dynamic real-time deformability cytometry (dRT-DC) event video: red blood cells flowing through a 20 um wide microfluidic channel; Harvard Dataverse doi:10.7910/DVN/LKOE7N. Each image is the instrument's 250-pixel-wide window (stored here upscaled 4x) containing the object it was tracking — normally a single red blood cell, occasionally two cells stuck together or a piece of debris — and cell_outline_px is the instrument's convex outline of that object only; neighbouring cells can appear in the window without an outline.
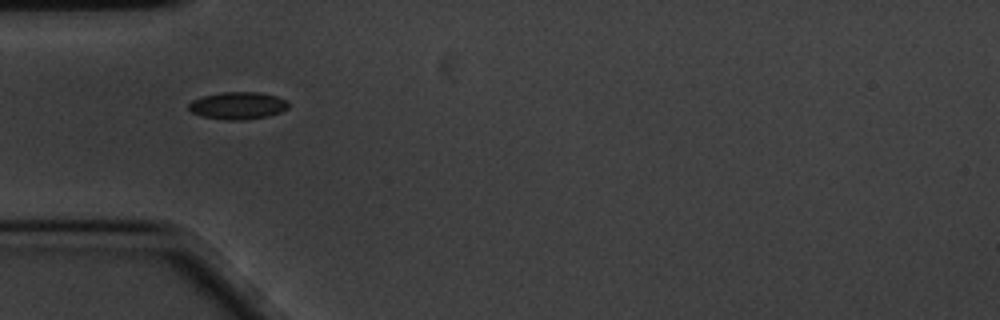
{"species": "common noctule bat (a hibernating species)", "species_latin": "Nyctalus noctula", "temperature_condition": "cold", "stored_images_in_passage": 38, "camera_frame_rate_fps": 3000, "um_per_image_px": 0.085, "animal": {"sex": "male", "body_mass_g": 20.1, "forearm_length_mm": 53.5}, "frame": {"image": 1, "passage_image": 1, "time_ms": 0.0, "image_size_px": [1000, 320], "cell_outline_px": [[288, 108], [280, 112], [268, 116], [244, 120], [224, 120], [204, 116], [192, 112], [188, 108], [188, 104], [192, 100], [204, 96], [224, 92], [260, 92], [276, 96], [288, 100]], "centroid_in_image_um": [20.24, 8.97], "position_along_channel_um": 64.8, "area_um2": 15.84}}
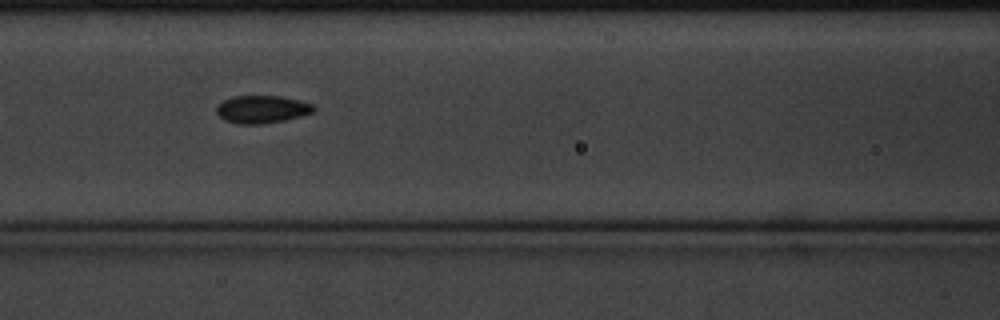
{"frame": {"image": 2, "passage_image": 8, "time_ms": 2.333, "image_size_px": [1000, 320], "cell_outline_px": [[316, 108], [312, 112], [300, 116], [284, 120], [260, 124], [236, 124], [224, 120], [216, 112], [216, 108], [224, 100], [232, 96], [280, 96], [300, 100], [312, 104]], "centroid_in_image_um": [22.25, 9.29], "position_along_channel_um": 144.3, "area_um2": 15.61}}
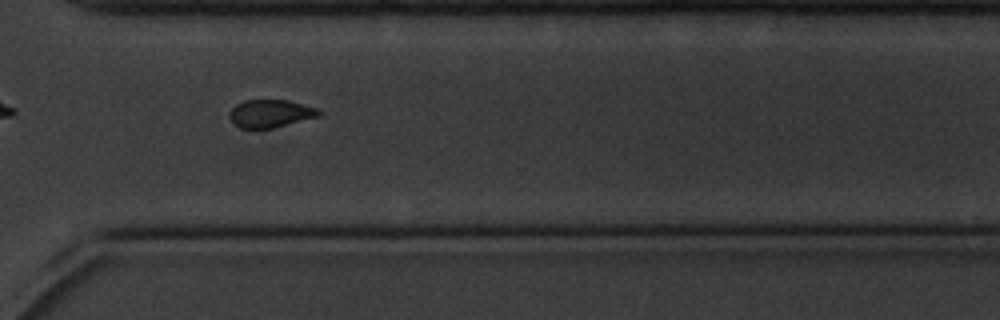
{"frame": {"image": 3, "passage_image": 26, "time_ms": 8.333, "image_size_px": [1000, 320], "cell_outline_px": [[320, 112], [316, 116], [272, 128], [240, 128], [228, 116], [232, 108], [236, 104], [244, 100], [288, 100], [316, 108]], "centroid_in_image_um": [22.92, 9.63], "position_along_channel_um": 347.7, "area_um2": 14.05}, "authors_computed_cell_mechanics": {"area_um2": 15.2881, "velocity_mm_per_s": 3.3916, "shape_relaxation_time_tau1_ms": 3.2043, "shape_relaxation_time_tau2_ms": 6.3454, "deformation_change_tau1": 0.0935, "deformation_change_tau2": 0.0874}}